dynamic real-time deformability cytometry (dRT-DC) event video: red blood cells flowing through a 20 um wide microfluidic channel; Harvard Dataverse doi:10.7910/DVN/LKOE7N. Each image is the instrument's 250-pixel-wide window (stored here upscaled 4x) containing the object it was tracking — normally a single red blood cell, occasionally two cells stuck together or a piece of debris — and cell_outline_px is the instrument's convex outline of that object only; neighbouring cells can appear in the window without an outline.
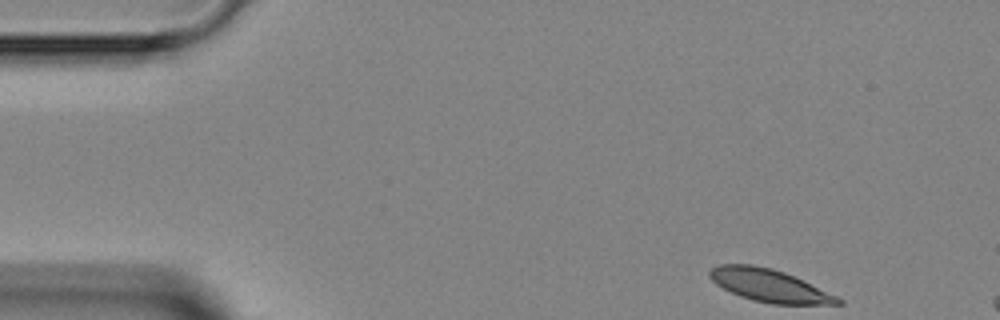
{"species": "Egyptian fruit bat (a non-hibernating species)", "species_latin": "Rousettus aegyptiacus", "temperature_condition": "room temperature", "stored_images_in_passage": 5, "segment_of_instrument_passage": [2, 2], "camera_frame_rate_fps": 3000, "um_per_image_px": 0.085, "animal": {"sex": "female"}, "frame": {"image": 1, "passage_image": 5, "time_ms": 8.0, "image_size_px": [1000, 320], "cell_outline_px": [[844, 304], [772, 304], [752, 300], [740, 296], [716, 284], [708, 276], [708, 272], [712, 268], [720, 264], [752, 264], [772, 268], [784, 272], [836, 296], [844, 300]], "centroid_in_image_um": [65.36, 24.27], "position_along_channel_um": 19.6, "area_um2": 24.1}}